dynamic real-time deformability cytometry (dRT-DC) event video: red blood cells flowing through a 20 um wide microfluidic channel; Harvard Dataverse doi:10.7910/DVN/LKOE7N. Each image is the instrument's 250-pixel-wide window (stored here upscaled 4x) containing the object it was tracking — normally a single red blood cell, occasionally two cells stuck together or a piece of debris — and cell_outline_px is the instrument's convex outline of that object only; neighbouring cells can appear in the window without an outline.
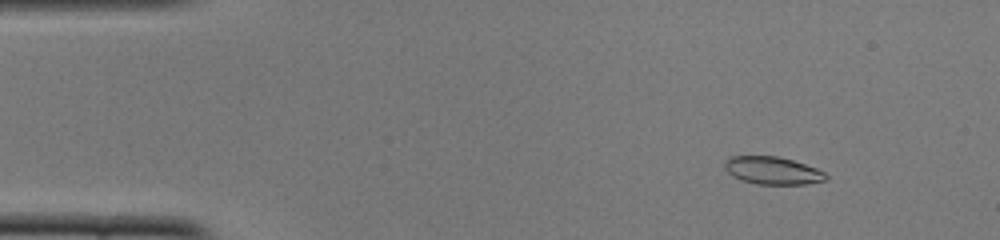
{"species": "common noctule bat (a hibernating species)", "species_latin": "Nyctalus noctula", "temperature_condition": "cold", "stored_images_in_passage": 52, "camera_frame_rate_fps": 3000, "um_per_image_px": 0.085, "animal": {"sex": "female", "body_mass_g": 22.0, "forearm_length_mm": 56.7}, "frame": {"image": 1, "passage_image": 6, "time_ms": 1.667, "image_size_px": [1000, 240], "cell_outline_px": [[828, 176], [824, 180], [808, 184], [756, 184], [732, 176], [724, 168], [724, 160], [728, 156], [780, 156], [816, 168], [824, 172]], "centroid_in_image_um": [65.63, 14.48], "position_along_channel_um": 19.4, "area_um2": 16.3}}
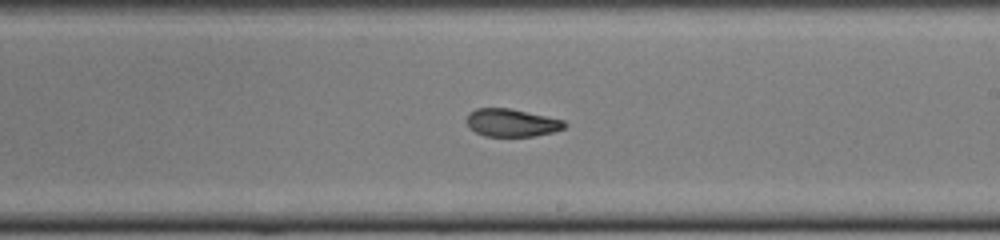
{"frame": {"image": 2, "passage_image": 30, "time_ms": 9.667, "image_size_px": [1000, 240], "cell_outline_px": [[568, 124], [564, 128], [552, 132], [532, 136], [484, 136], [468, 128], [464, 120], [468, 112], [476, 108], [508, 108], [564, 120]], "centroid_in_image_um": [43.42, 10.43], "position_along_channel_um": 245.6, "area_um2": 15.95}}
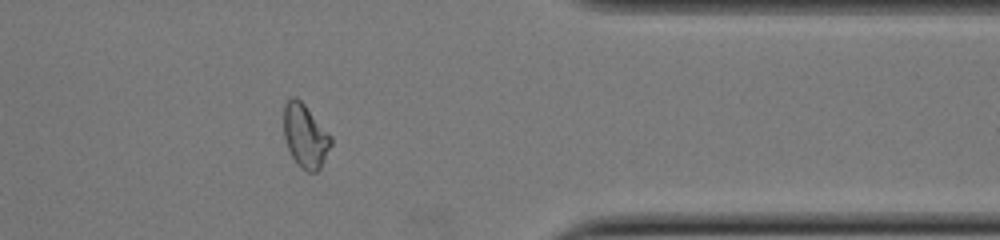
{"frame": {"image": 3, "passage_image": 42, "time_ms": 13.667, "image_size_px": [1000, 240], "cell_outline_px": [[332, 144], [320, 168], [316, 172], [308, 172], [300, 168], [292, 156], [288, 148], [284, 136], [284, 104], [292, 96], [296, 96], [304, 104], [332, 136]], "centroid_in_image_um": [25.95, 11.55], "position_along_channel_um": 385.4, "area_um2": 17.46}, "authors_computed_cell_mechanics": {"area_um2": 17.1088, "velocity_mm_per_s": 3.8761, "shape_relaxation_time_tau1_ms": null, "shape_relaxation_time_tau2_ms": 2.1354, "deformation_change_tau1": null, "deformation_change_tau2": 0.0705}}